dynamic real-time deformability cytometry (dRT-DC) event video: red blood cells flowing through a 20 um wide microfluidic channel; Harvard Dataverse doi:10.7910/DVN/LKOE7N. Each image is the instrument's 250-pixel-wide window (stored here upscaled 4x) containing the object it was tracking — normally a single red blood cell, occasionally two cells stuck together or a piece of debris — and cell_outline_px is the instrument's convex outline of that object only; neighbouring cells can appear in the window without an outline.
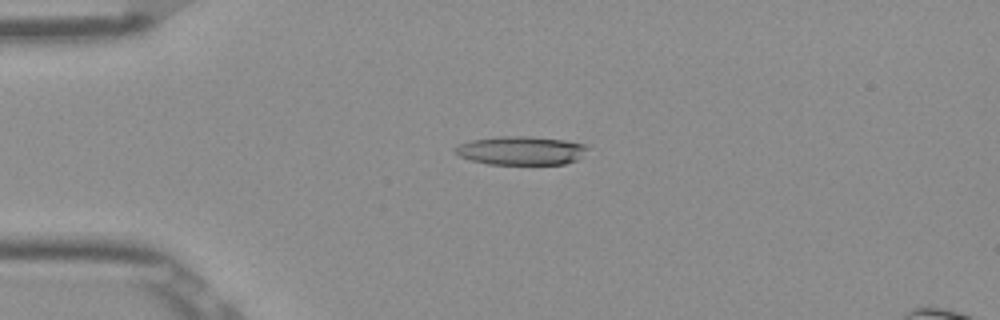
{"species": "Egyptian fruit bat (a non-hibernating species)", "species_latin": "Rousettus aegyptiacus", "temperature_condition": "room temperature", "stored_images_in_passage": 33, "camera_frame_rate_fps": 3000, "um_per_image_px": 0.085, "frame": {"image": 1, "passage_image": 3, "time_ms": 0.667, "image_size_px": [1000, 320], "cell_outline_px": [[588, 148], [576, 160], [564, 164], [488, 164], [472, 160], [460, 156], [452, 148], [460, 144], [472, 140], [500, 136], [528, 136], [564, 140], [584, 144]], "centroid_in_image_um": [44.27, 12.79], "position_along_channel_um": 40.7, "area_um2": 21.85}}
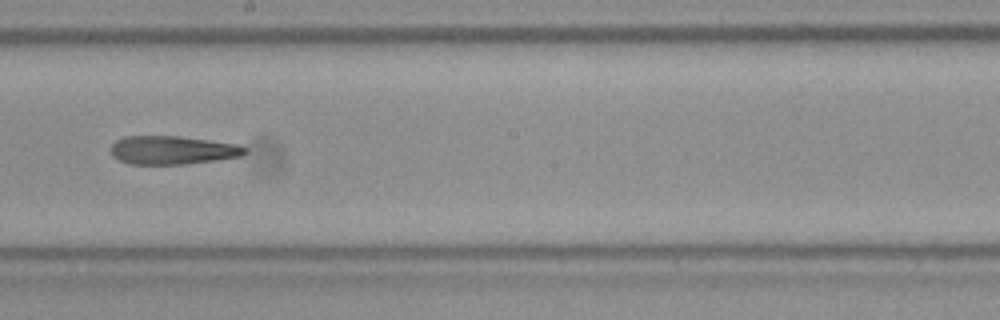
{"frame": {"image": 2, "passage_image": 20, "time_ms": 6.333, "image_size_px": [1000, 320], "cell_outline_px": [[248, 152], [240, 156], [216, 160], [184, 164], [128, 164], [112, 156], [112, 144], [116, 140], [124, 136], [176, 136], [208, 140], [236, 144], [248, 148]], "centroid_in_image_um": [14.66, 12.76], "position_along_channel_um": 233.5, "area_um2": 22.14}}
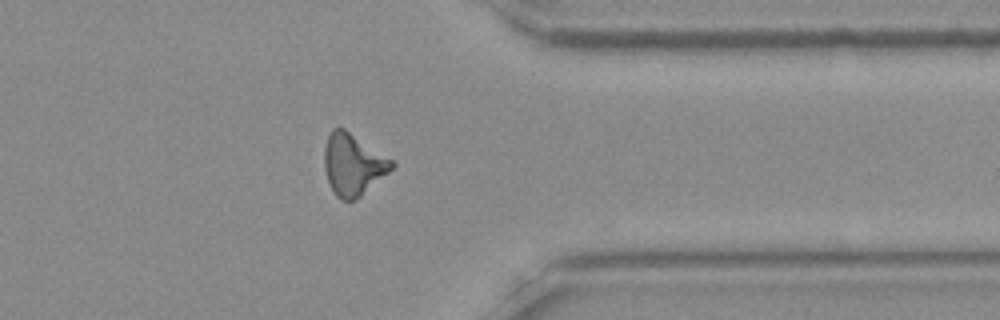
{"frame": {"image": 3, "passage_image": 32, "time_ms": 10.333, "image_size_px": [1000, 320], "cell_outline_px": [[396, 164], [388, 172], [356, 200], [340, 200], [336, 196], [328, 180], [324, 168], [324, 148], [328, 136], [332, 128], [344, 128], [392, 160]], "centroid_in_image_um": [29.98, 13.98], "position_along_channel_um": 381.4, "area_um2": 23.81}}